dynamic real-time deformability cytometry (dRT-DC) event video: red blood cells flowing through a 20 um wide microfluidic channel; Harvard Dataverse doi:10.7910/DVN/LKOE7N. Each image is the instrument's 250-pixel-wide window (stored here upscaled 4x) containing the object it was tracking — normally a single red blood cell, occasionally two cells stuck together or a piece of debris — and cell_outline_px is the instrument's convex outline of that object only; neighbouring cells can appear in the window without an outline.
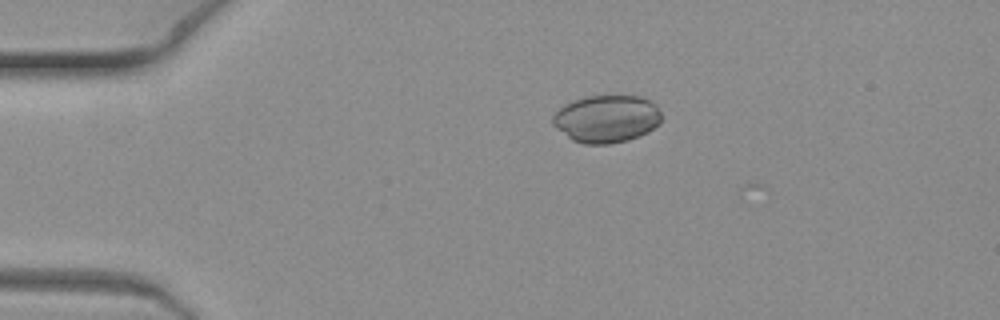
{"species": "common noctule bat (a hibernating species)", "species_latin": "Nyctalus noctula", "temperature_condition": "warm", "stored_images_in_passage": 2, "camera_frame_rate_fps": 3000, "um_per_image_px": 0.085, "animal": {"sex": "female", "body_mass_g": 19.3, "forearm_length_mm": 54.1}, "frame": {"image": 1, "passage_image": 1, "time_ms": 0.0, "image_size_px": [1000, 320], "cell_outline_px": [[660, 124], [648, 132], [628, 140], [608, 144], [584, 144], [572, 140], [556, 128], [552, 124], [552, 116], [560, 108], [576, 100], [588, 96], [640, 96], [652, 100], [656, 104], [660, 112]], "centroid_in_image_um": [51.58, 10.1], "position_along_channel_um": 33.4, "area_um2": 30.06}}